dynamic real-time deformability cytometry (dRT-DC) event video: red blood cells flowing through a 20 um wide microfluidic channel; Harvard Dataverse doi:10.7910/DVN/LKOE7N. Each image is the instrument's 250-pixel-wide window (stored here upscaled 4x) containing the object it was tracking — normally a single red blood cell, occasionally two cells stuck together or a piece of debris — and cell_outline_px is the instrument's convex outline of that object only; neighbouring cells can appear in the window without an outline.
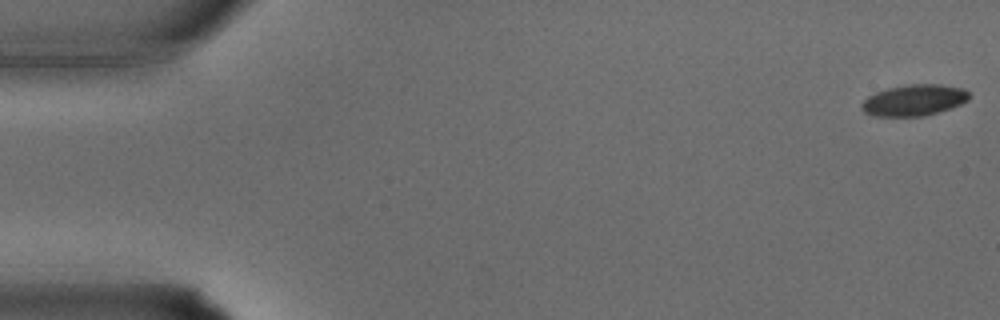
{"species": "common noctule bat (a hibernating species)", "species_latin": "Nyctalus noctula", "temperature_condition": "warm", "stored_images_in_passage": 34, "camera_frame_rate_fps": 3000, "um_per_image_px": 0.085, "animal": {"sex": "male", "body_mass_g": 15.6}, "frame": {"image": 1, "passage_image": 1, "time_ms": 0.0, "image_size_px": [1000, 320], "cell_outline_px": [[968, 100], [952, 108], [924, 116], [872, 116], [864, 112], [860, 108], [860, 104], [868, 96], [876, 92], [888, 88], [912, 84], [940, 84], [964, 88], [968, 92]], "centroid_in_image_um": [77.68, 8.52], "position_along_channel_um": 7.3, "area_um2": 19.59}}
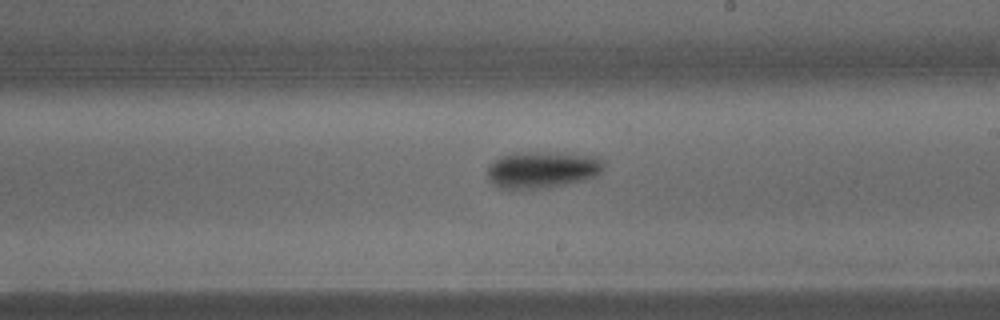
{"frame": {"image": 2, "passage_image": 20, "time_ms": 6.333, "image_size_px": [1000, 320], "cell_outline_px": [[604, 168], [596, 176], [584, 180], [544, 188], [500, 188], [492, 184], [488, 180], [488, 168], [500, 156], [512, 152], [560, 152], [600, 156], [604, 160]], "centroid_in_image_um": [46.13, 14.39], "position_along_channel_um": 242.9, "area_um2": 25.14}}
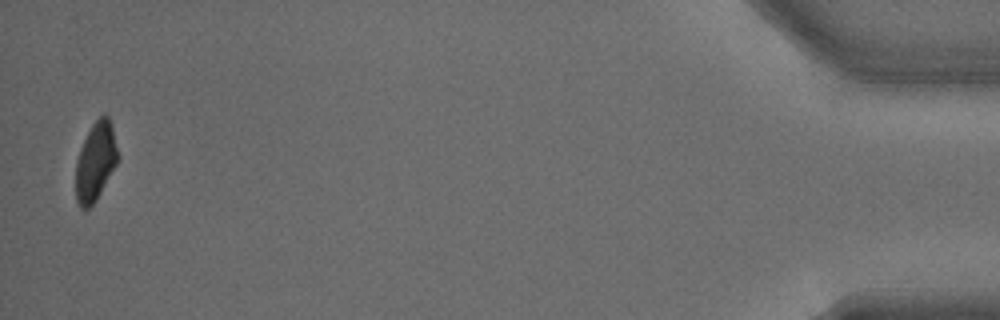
{"frame": {"image": 3, "passage_image": 34, "time_ms": 11.0, "image_size_px": [1000, 320], "cell_outline_px": [[120, 160], [96, 200], [88, 208], [80, 208], [76, 200], [76, 160], [80, 148], [92, 124], [104, 112], [108, 116], [112, 124], [120, 156]], "centroid_in_image_um": [8.16, 13.71], "position_along_channel_um": 427.0, "area_um2": 19.59}}